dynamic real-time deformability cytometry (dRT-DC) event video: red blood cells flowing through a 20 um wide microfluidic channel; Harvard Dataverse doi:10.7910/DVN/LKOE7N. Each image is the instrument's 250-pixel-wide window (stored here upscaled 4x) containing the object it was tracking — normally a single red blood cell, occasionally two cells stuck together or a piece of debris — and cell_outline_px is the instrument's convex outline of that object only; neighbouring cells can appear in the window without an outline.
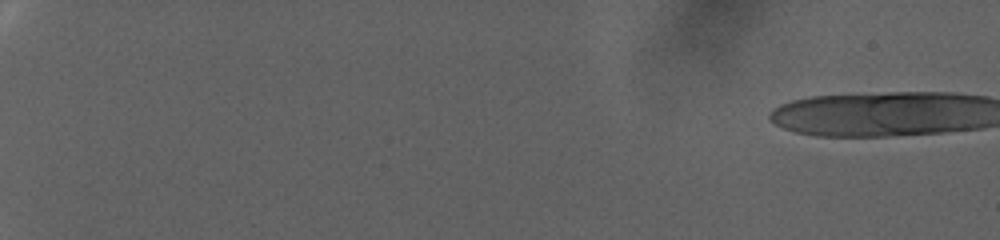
{"species": "human", "species_latin": "Homo sapiens", "temperature_condition": "warm", "stored_images_in_passage": 1, "camera_frame_rate_fps": 3000, "um_per_image_px": 0.085, "donor": {"sex": "female"}, "frame": {"image": 1, "passage_image": 1, "time_ms": 0.0, "image_size_px": [1000, 240], "cell_outline_px": [[760, 32], [712, 64], [704, 64], [664, 52], [660, 48], [660, 44], [672, 32], [684, 28], [740, 12], [752, 12], [760, 20]], "centroid_in_image_um": [60.54, 3.22], "position_along_channel_um": 24.5, "area_um2": 22.6}}